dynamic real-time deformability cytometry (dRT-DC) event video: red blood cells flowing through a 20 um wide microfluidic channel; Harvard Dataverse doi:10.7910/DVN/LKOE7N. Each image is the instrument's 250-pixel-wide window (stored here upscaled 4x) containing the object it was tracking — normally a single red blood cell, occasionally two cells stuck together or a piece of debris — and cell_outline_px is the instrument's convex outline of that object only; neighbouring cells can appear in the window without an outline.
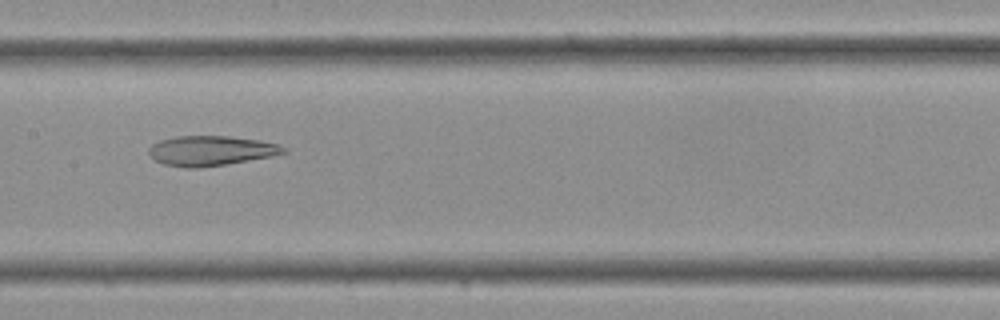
{"species": "Egyptian fruit bat (a non-hibernating species)", "species_latin": "Rousettus aegyptiacus", "temperature_condition": "cold", "stored_images_in_passage": 27, "camera_frame_rate_fps": 3000, "um_per_image_px": 0.085, "frame": {"image": 1, "passage_image": 9, "time_ms": 2.667, "image_size_px": [1000, 320], "cell_outline_px": [[288, 152], [268, 156], [224, 164], [196, 168], [188, 168], [164, 164], [156, 160], [148, 152], [148, 148], [152, 144], [160, 140], [176, 136], [228, 136], [260, 140], [280, 144]], "centroid_in_image_um": [17.9, 12.79], "position_along_channel_um": 189.5, "area_um2": 23.12}}
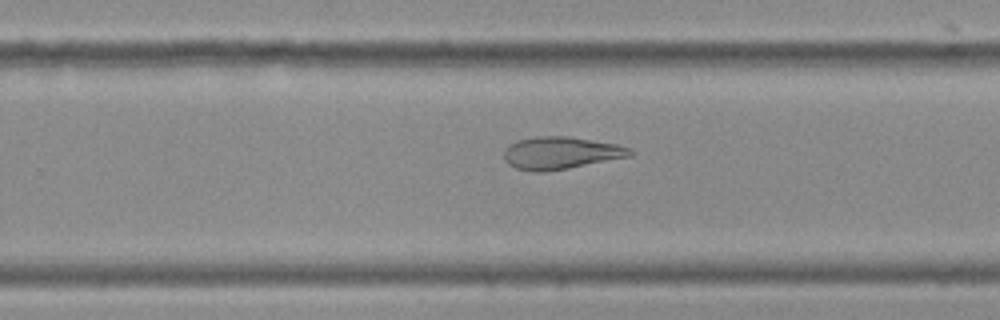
{"frame": {"image": 2, "passage_image": 14, "time_ms": 4.333, "image_size_px": [1000, 320], "cell_outline_px": [[636, 152], [632, 156], [568, 168], [544, 172], [532, 172], [516, 168], [508, 164], [504, 160], [504, 148], [508, 144], [516, 140], [540, 136], [568, 136], [616, 144], [632, 148]], "centroid_in_image_um": [47.66, 13.0], "position_along_channel_um": 282.1, "area_um2": 24.04}}
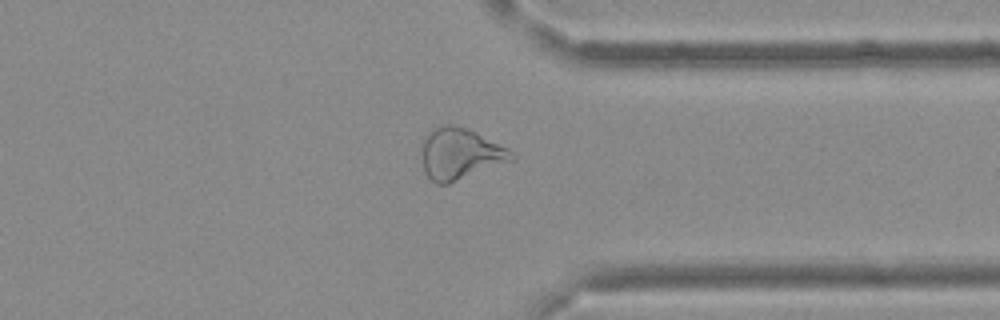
{"frame": {"image": 3, "passage_image": 19, "time_ms": 6.0, "image_size_px": [1000, 320], "cell_outline_px": [[516, 156], [512, 160], [448, 184], [436, 184], [424, 172], [420, 148], [420, 144], [424, 136], [436, 128], [448, 124], [452, 124], [476, 132], [508, 148]], "centroid_in_image_um": [39.07, 13.08], "position_along_channel_um": 372.3, "area_um2": 26.76}}